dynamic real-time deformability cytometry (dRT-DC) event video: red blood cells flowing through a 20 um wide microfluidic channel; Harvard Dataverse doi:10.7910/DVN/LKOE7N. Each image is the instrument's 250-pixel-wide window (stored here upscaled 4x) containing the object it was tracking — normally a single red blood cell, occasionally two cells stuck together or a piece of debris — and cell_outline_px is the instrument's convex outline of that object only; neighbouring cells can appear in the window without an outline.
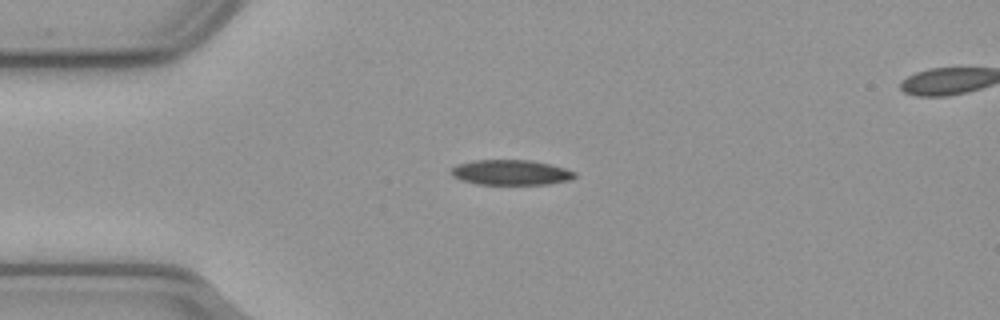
{"species": "common noctule bat (a hibernating species)", "species_latin": "Nyctalus noctula", "temperature_condition": "cold", "stored_images_in_passage": 44, "camera_frame_rate_fps": 3000, "um_per_image_px": 0.085, "animal": {"sex": "male", "body_mass_g": 23.1, "forearm_length_mm": 52.7}, "frame": {"image": 1, "passage_image": 1, "time_ms": 0.0, "image_size_px": [1000, 320], "cell_outline_px": [[576, 176], [568, 180], [548, 184], [476, 184], [460, 180], [452, 176], [448, 172], [456, 164], [472, 160], [532, 160], [564, 168], [576, 172]], "centroid_in_image_um": [43.35, 14.65], "position_along_channel_um": 41.6, "area_um2": 18.21}}
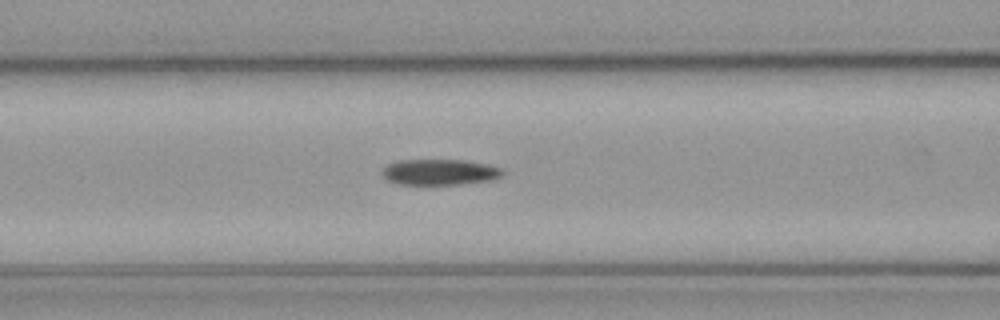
{"frame": {"image": 2, "passage_image": 10, "time_ms": 3.0, "image_size_px": [1000, 320], "cell_outline_px": [[504, 172], [500, 176], [492, 180], [460, 184], [400, 184], [388, 180], [380, 172], [388, 164], [396, 160], [464, 160], [488, 164], [500, 168]], "centroid_in_image_um": [37.36, 14.62], "position_along_channel_um": 129.2, "area_um2": 18.03}}
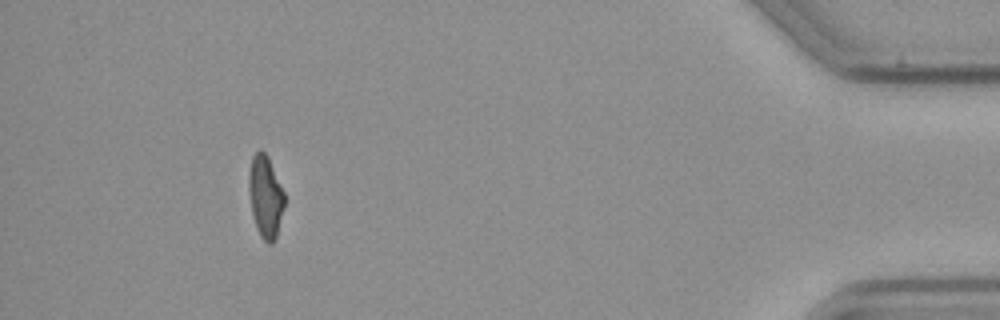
{"frame": {"image": 3, "passage_image": 39, "time_ms": 12.667, "image_size_px": [1000, 320], "cell_outline_px": [[284, 208], [276, 236], [272, 244], [268, 244], [260, 236], [256, 228], [252, 212], [248, 188], [248, 176], [252, 156], [260, 148], [268, 156], [284, 192]], "centroid_in_image_um": [22.55, 16.7], "position_along_channel_um": 412.6, "area_um2": 17.05}, "authors_computed_cell_mechanics": {"area_um2": 18.207, "velocity_mm_per_s": 3.6385, "shape_relaxation_time_tau1_ms": 6.9202, "shape_relaxation_time_tau2_ms": 5.7574, "deformation_change_tau1": 0.1612, "deformation_change_tau2": 0.1378}}